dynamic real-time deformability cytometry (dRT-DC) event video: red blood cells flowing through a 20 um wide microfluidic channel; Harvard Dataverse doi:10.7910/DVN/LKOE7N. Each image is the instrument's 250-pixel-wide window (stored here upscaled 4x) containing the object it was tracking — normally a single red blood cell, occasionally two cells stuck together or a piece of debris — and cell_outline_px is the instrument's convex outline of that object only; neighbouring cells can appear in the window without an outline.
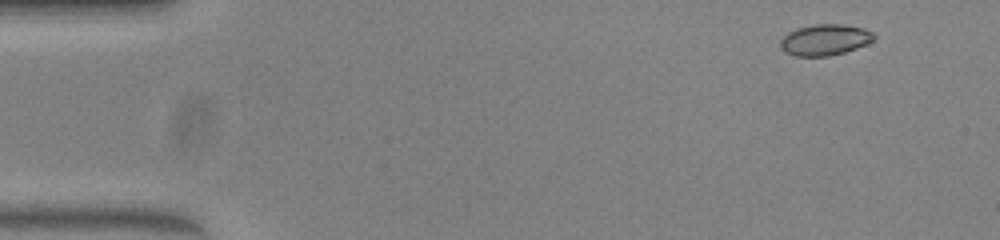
{"species": "common noctule bat (a hibernating species)", "species_latin": "Nyctalus noctula", "temperature_condition": "warm", "stored_images_in_passage": 49, "camera_frame_rate_fps": 3000, "um_per_image_px": 0.085, "animal": {"sex": "female", "body_mass_g": 23.0, "forearm_length_mm": 53.4}, "frame": {"image": 1, "passage_image": 3, "time_ms": 0.667, "image_size_px": [1000, 240], "cell_outline_px": [[876, 36], [868, 44], [844, 52], [828, 56], [796, 56], [784, 52], [780, 48], [780, 40], [788, 32], [796, 28], [816, 24], [844, 24], [864, 28], [872, 32]], "centroid_in_image_um": [70.1, 3.38], "position_along_channel_um": 14.9, "area_um2": 17.05}}
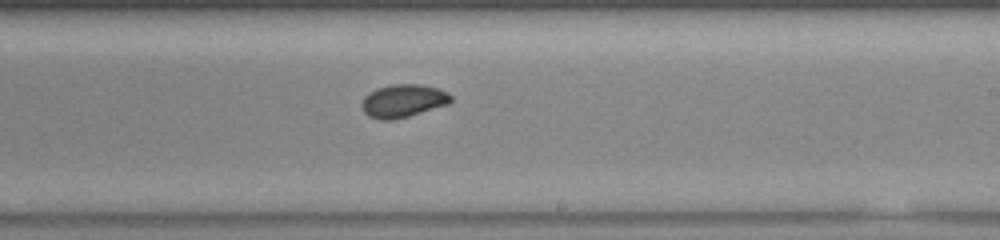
{"frame": {"image": 2, "passage_image": 29, "time_ms": 9.333, "image_size_px": [1000, 240], "cell_outline_px": [[452, 100], [448, 104], [408, 116], [392, 120], [380, 120], [368, 116], [364, 112], [360, 104], [364, 96], [368, 92], [376, 88], [392, 84], [420, 84], [440, 88], [448, 92], [452, 96]], "centroid_in_image_um": [34.25, 8.56], "position_along_channel_um": 254.8, "area_um2": 17.34}}
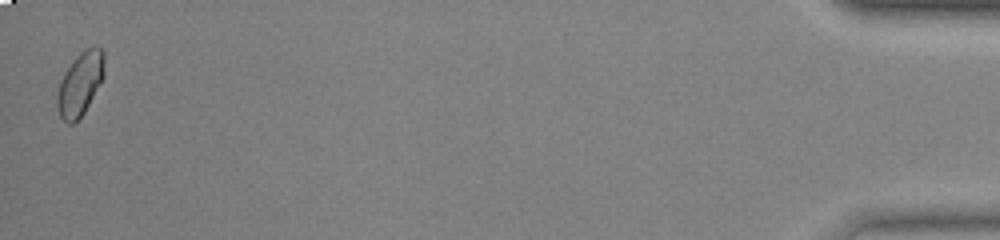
{"frame": {"image": 3, "passage_image": 49, "time_ms": 16.0, "image_size_px": [1000, 240], "cell_outline_px": [[104, 76], [84, 112], [72, 124], [68, 124], [60, 116], [56, 104], [56, 96], [60, 80], [64, 72], [76, 56], [84, 48], [100, 48], [104, 52]], "centroid_in_image_um": [6.79, 7.12], "position_along_channel_um": 428.4, "area_um2": 17.22}, "authors_computed_cell_mechanics": {"area_um2": 16.9932, "velocity_mm_per_s": 4.0568, "shape_relaxation_time_tau1_ms": 2.5692, "shape_relaxation_time_tau2_ms": 1.501, "deformation_change_tau1": 0.0704, "deformation_change_tau2": 0.0352}}